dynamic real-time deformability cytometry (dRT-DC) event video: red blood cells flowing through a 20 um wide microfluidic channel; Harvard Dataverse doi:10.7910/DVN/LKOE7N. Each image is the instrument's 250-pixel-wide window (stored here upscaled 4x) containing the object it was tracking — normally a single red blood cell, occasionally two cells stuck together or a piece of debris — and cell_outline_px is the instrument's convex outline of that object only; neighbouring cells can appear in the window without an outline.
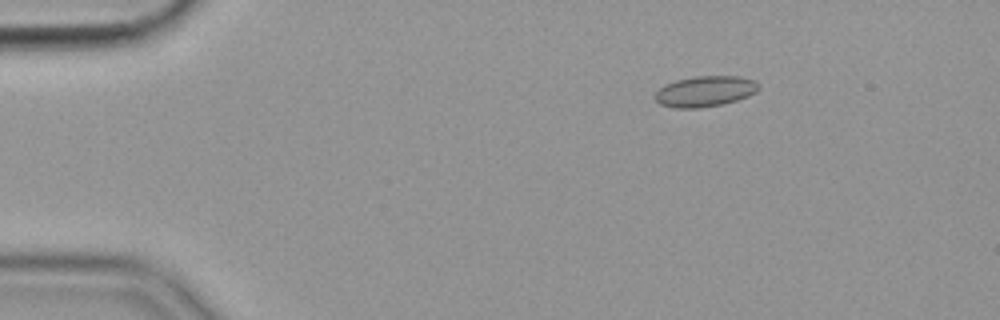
{"species": "common noctule bat (a hibernating species)", "species_latin": "Nyctalus noctula", "temperature_condition": "cold", "stored_images_in_passage": 57, "camera_frame_rate_fps": 3000, "um_per_image_px": 0.085, "animal": {"sex": "female", "body_mass_g": 19.9}, "frame": {"image": 1, "passage_image": 9, "time_ms": 2.667, "image_size_px": [1000, 320], "cell_outline_px": [[760, 88], [756, 92], [748, 96], [724, 104], [700, 108], [676, 108], [660, 104], [652, 96], [664, 84], [676, 80], [696, 76], [740, 76], [752, 80], [760, 84]], "centroid_in_image_um": [59.92, 7.76], "position_along_channel_um": 25.1, "area_um2": 18.67}}
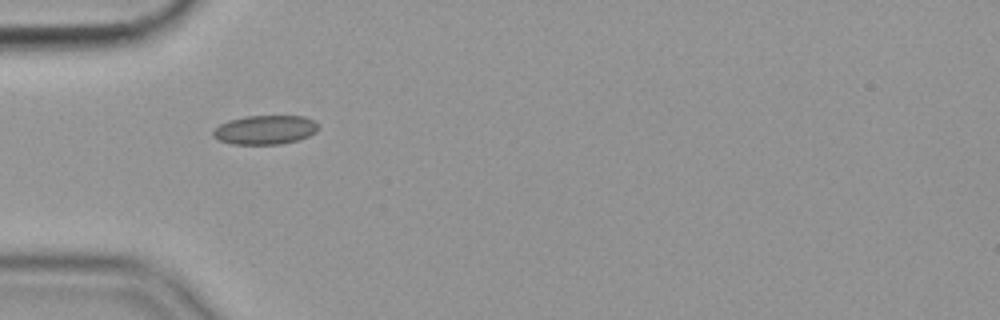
{"frame": {"image": 2, "passage_image": 18, "time_ms": 5.667, "image_size_px": [1000, 320], "cell_outline_px": [[320, 128], [316, 132], [308, 136], [296, 140], [280, 144], [232, 144], [220, 140], [212, 136], [212, 132], [220, 124], [228, 120], [244, 116], [304, 116], [312, 120]], "centroid_in_image_um": [22.52, 11.03], "position_along_channel_um": 62.5, "area_um2": 17.74}}
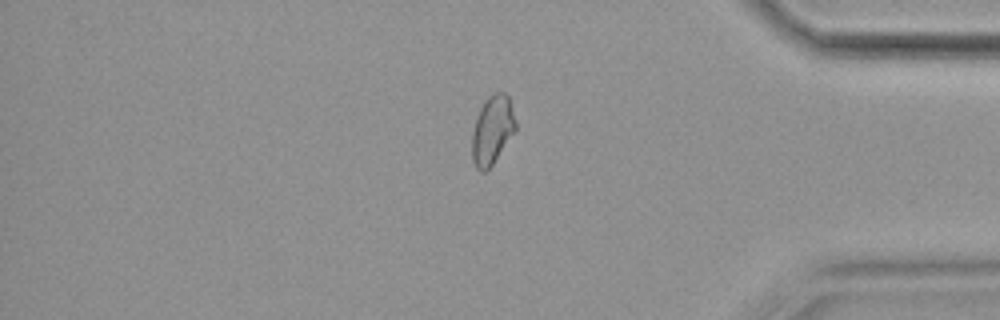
{"frame": {"image": 3, "passage_image": 48, "time_ms": 15.667, "image_size_px": [1000, 320], "cell_outline_px": [[516, 128], [492, 164], [484, 172], [480, 172], [476, 168], [472, 160], [472, 132], [480, 108], [484, 100], [492, 92], [504, 92], [508, 96], [516, 120]], "centroid_in_image_um": [41.83, 11.02], "position_along_channel_um": 393.4, "area_um2": 17.22}, "authors_computed_cell_mechanics": {"area_um2": 17.4556, "velocity_mm_per_s": 3.566, "shape_relaxation_time_tau1_ms": null, "shape_relaxation_time_tau2_ms": 2.3723, "deformation_change_tau1": null, "deformation_change_tau2": 0.064}}